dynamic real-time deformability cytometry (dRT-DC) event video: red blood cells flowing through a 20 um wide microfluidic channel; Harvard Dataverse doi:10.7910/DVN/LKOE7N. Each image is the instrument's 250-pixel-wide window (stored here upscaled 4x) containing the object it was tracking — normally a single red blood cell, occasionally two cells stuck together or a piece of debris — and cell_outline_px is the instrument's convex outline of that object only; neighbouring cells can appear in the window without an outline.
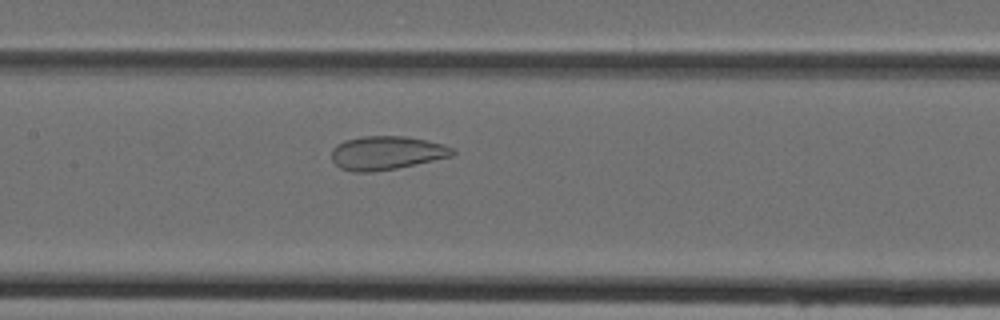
{"species": "Egyptian fruit bat (a non-hibernating species)", "species_latin": "Rousettus aegyptiacus", "temperature_condition": "cold", "stored_images_in_passage": 44, "camera_frame_rate_fps": 3000, "um_per_image_px": 0.085, "animal": {"sex": "female"}, "frame": {"image": 1, "passage_image": 19, "time_ms": 6.0, "image_size_px": [1000, 320], "cell_outline_px": [[456, 152], [452, 156], [396, 168], [372, 172], [352, 172], [340, 168], [332, 160], [332, 148], [336, 144], [344, 140], [364, 136], [404, 136], [444, 144], [452, 148]], "centroid_in_image_um": [32.82, 12.99], "position_along_channel_um": 174.6, "area_um2": 23.64}}
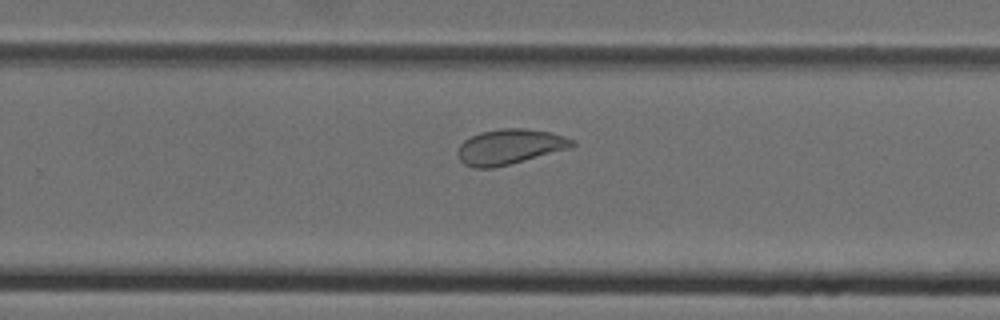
{"frame": {"image": 2, "passage_image": 27, "time_ms": 8.667, "image_size_px": [1000, 320], "cell_outline_px": [[576, 144], [572, 148], [492, 168], [472, 168], [464, 164], [460, 160], [456, 152], [460, 144], [464, 140], [480, 132], [500, 128], [524, 128], [552, 132], [564, 136], [572, 140]], "centroid_in_image_um": [43.31, 12.47], "position_along_channel_um": 286.5, "area_um2": 23.52}}
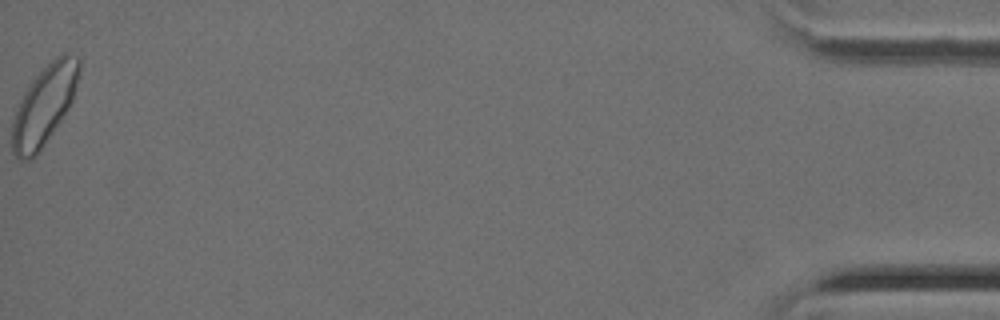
{"frame": {"image": 3, "passage_image": 44, "time_ms": 14.333, "image_size_px": [1000, 320], "cell_outline_px": [[80, 72], [72, 100], [68, 108], [36, 156], [32, 160], [20, 160], [12, 152], [12, 120], [16, 108], [24, 92], [32, 80], [56, 56], [64, 52], [68, 52], [80, 56]], "centroid_in_image_um": [3.76, 8.93], "position_along_channel_um": 431.4, "area_um2": 30.81}}